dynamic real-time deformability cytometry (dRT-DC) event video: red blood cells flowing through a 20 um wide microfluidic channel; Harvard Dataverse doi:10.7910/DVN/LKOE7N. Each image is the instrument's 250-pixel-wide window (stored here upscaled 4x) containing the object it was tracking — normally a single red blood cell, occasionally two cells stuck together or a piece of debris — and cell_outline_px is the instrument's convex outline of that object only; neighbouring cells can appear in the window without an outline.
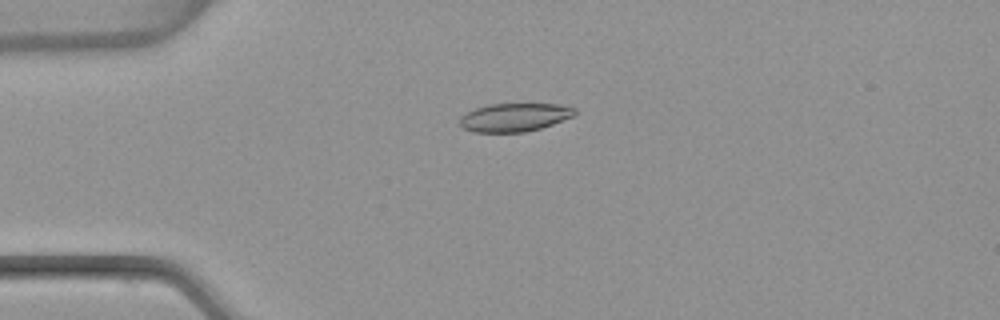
{"species": "common noctule bat (a hibernating species)", "species_latin": "Nyctalus noctula", "temperature_condition": "warm", "stored_images_in_passage": 42, "camera_frame_rate_fps": 3000, "um_per_image_px": 0.085, "animal": {"sex": "female", "body_mass_g": 22.7, "forearm_length_mm": 54.2}, "frame": {"image": 1, "passage_image": 2, "time_ms": 0.333, "image_size_px": [1000, 320], "cell_outline_px": [[576, 116], [540, 128], [524, 132], [472, 132], [464, 128], [460, 124], [460, 116], [476, 108], [488, 104], [556, 104], [576, 108]], "centroid_in_image_um": [43.75, 9.97], "position_along_channel_um": 41.2, "area_um2": 18.96}}
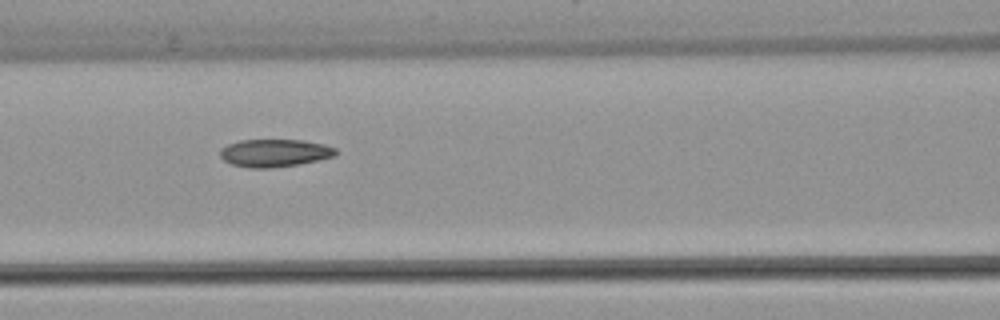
{"frame": {"image": 2, "passage_image": 12, "time_ms": 3.667, "image_size_px": [1000, 320], "cell_outline_px": [[336, 156], [300, 164], [268, 168], [248, 168], [232, 164], [224, 160], [220, 156], [220, 148], [228, 144], [240, 140], [304, 140], [324, 144], [336, 148]], "centroid_in_image_um": [23.34, 13.0], "position_along_channel_um": 143.3, "area_um2": 18.73}}
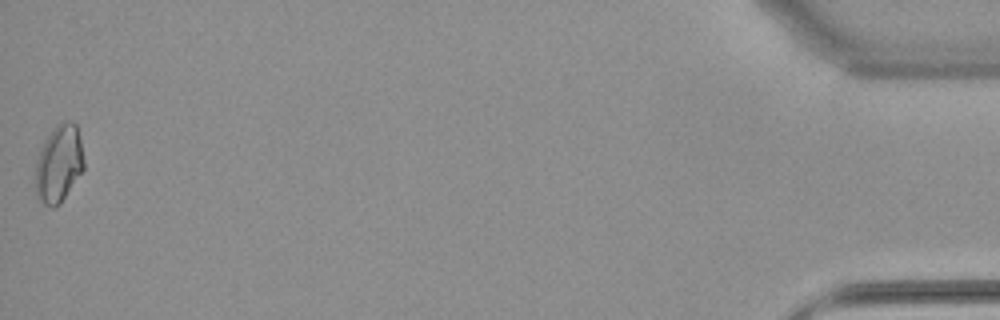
{"frame": {"image": 3, "passage_image": 42, "time_ms": 13.667, "image_size_px": [1000, 320], "cell_outline_px": [[84, 168], [60, 204], [52, 208], [44, 204], [36, 196], [36, 160], [44, 140], [52, 128], [56, 124], [68, 120], [72, 120], [76, 124], [80, 136], [84, 160]], "centroid_in_image_um": [5.01, 13.89], "position_along_channel_um": 430.2, "area_um2": 21.96}, "authors_computed_cell_mechanics": {"area_um2": 18.5249, "velocity_mm_per_s": 3.8458, "shape_relaxation_time_tau1_ms": null, "shape_relaxation_time_tau2_ms": 2.2864, "deformation_change_tau1": null, "deformation_change_tau2": 0.0609}}